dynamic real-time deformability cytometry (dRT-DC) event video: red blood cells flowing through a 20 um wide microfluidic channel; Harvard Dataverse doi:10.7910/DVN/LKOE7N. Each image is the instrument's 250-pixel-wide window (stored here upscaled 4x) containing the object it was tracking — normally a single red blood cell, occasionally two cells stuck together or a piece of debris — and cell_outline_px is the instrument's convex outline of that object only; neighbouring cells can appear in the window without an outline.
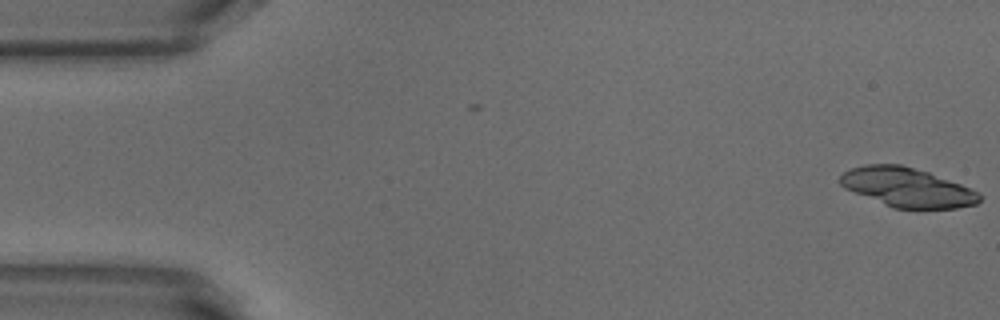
{"species": "common noctule bat (a hibernating species)", "species_latin": "Nyctalus noctula", "temperature_condition": "warm", "stored_images_in_passage": 52, "camera_frame_rate_fps": 3000, "um_per_image_px": 0.085, "animal": {"sex": "male", "body_mass_g": 18.8}, "frame": {"image": 1, "passage_image": 1, "time_ms": 0.0, "image_size_px": [1000, 320], "cell_outline_px": [[980, 200], [976, 204], [956, 208], [892, 208], [844, 188], [840, 184], [840, 176], [844, 172], [852, 168], [864, 164], [900, 164], [928, 172], [960, 184], [980, 192]], "centroid_in_image_um": [77.09, 15.92], "position_along_channel_um": 7.9, "area_um2": 31.62}}
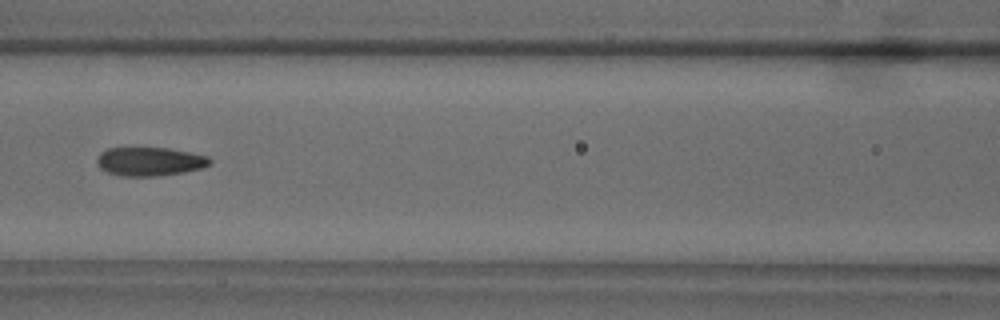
{"frame": {"image": 2, "passage_image": 23, "time_ms": 7.333, "image_size_px": [1000, 320], "cell_outline_px": [[212, 164], [204, 168], [184, 172], [160, 176], [124, 176], [108, 172], [100, 168], [96, 160], [100, 152], [108, 148], [168, 148], [192, 152], [208, 156], [212, 160]], "centroid_in_image_um": [12.79, 13.72], "position_along_channel_um": 153.8, "area_um2": 19.07}}
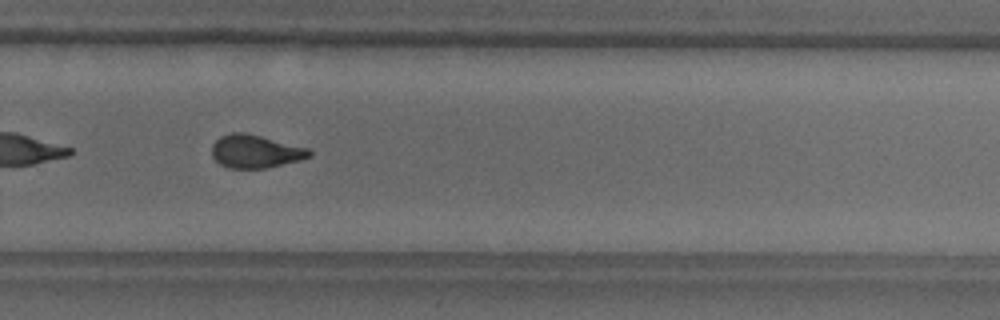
{"frame": {"image": 3, "passage_image": 35, "time_ms": 11.333, "image_size_px": [1000, 320], "cell_outline_px": [[312, 156], [300, 160], [268, 168], [228, 168], [220, 164], [212, 156], [212, 144], [220, 136], [232, 132], [244, 132], [308, 148], [312, 152]], "centroid_in_image_um": [21.7, 12.87], "position_along_channel_um": 308.1, "area_um2": 18.79}, "authors_computed_cell_mechanics": {"area_um2": 19.3052, "velocity_mm_per_s": 3.8738, "shape_relaxation_time_tau1_ms": 7.0831, "shape_relaxation_time_tau2_ms": 1.7895, "deformation_change_tau1": 0.2173, "deformation_change_tau2": 0.0938}}